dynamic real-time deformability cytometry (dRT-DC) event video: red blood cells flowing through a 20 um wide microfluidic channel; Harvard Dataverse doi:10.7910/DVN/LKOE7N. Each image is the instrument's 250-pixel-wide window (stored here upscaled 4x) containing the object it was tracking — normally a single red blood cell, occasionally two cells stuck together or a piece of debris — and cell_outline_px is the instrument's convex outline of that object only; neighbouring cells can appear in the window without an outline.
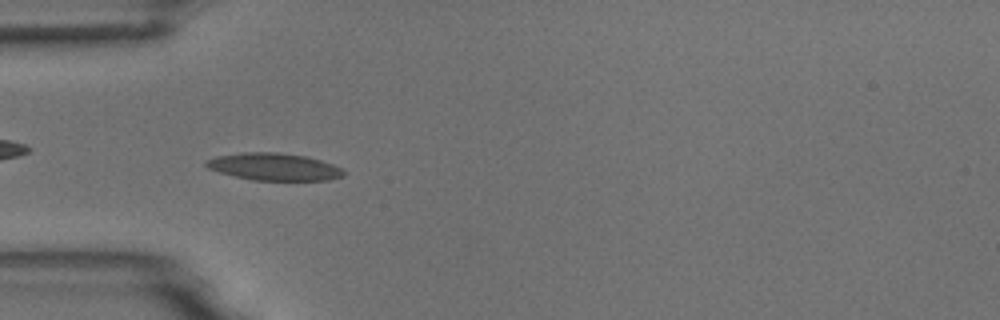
{"species": "common noctule bat (a hibernating species)", "species_latin": "Nyctalus noctula", "temperature_condition": "room temperature", "stored_images_in_passage": 54, "camera_frame_rate_fps": 3000, "um_per_image_px": 0.085, "animal": {"sex": "male", "body_mass_g": 18.8}, "frame": {"image": 1, "passage_image": 16, "time_ms": 5.0, "image_size_px": [1000, 320], "cell_outline_px": [[344, 176], [328, 180], [252, 180], [220, 172], [208, 168], [204, 164], [204, 160], [216, 156], [244, 152], [276, 152], [304, 156], [320, 160], [332, 164], [340, 168], [344, 172]], "centroid_in_image_um": [23.26, 14.17], "position_along_channel_um": 61.7, "area_um2": 21.68}, "authors_computed_cell_mechanics": {"area_um2": 19.9988, "velocity_mm_per_s": 3.7134, "shape_relaxation_time_tau1_ms": 6.834, "shape_relaxation_time_tau2_ms": 2.7558, "deformation_change_tau1": 0.1518, "deformation_change_tau2": 0.0923}}